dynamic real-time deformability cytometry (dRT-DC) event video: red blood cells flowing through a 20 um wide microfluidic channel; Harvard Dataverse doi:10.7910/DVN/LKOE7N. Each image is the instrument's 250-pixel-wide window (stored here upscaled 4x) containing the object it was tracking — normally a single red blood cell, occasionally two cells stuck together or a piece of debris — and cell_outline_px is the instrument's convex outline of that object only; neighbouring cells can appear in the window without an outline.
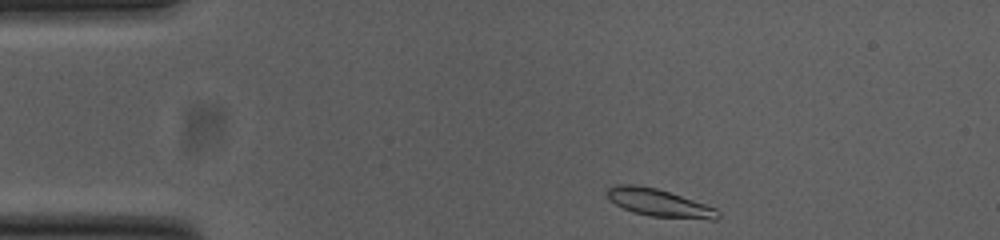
{"species": "common noctule bat (a hibernating species)", "species_latin": "Nyctalus noctula", "temperature_condition": "cold", "stored_images_in_passage": 45, "camera_frame_rate_fps": 3000, "um_per_image_px": 0.085, "animal": {"sex": "female", "body_mass_g": 23.0, "forearm_length_mm": 53.4}, "frame": {"image": 1, "passage_image": 1, "time_ms": 0.0, "image_size_px": [1000, 240], "cell_outline_px": [[720, 216], [716, 220], [708, 220], [648, 216], [632, 212], [616, 204], [608, 196], [608, 188], [616, 184], [636, 184], [656, 188], [716, 208], [720, 212]], "centroid_in_image_um": [56.06, 17.26], "position_along_channel_um": 28.9, "area_um2": 17.74}}
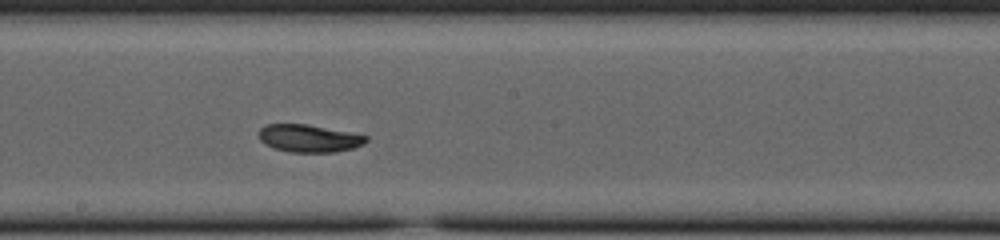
{"frame": {"image": 2, "passage_image": 21, "time_ms": 6.667, "image_size_px": [1000, 240], "cell_outline_px": [[368, 140], [364, 144], [352, 148], [336, 152], [288, 152], [272, 148], [264, 144], [260, 140], [256, 132], [264, 124], [304, 124], [368, 136]], "centroid_in_image_um": [26.18, 11.77], "position_along_channel_um": 222.0, "area_um2": 17.28}}
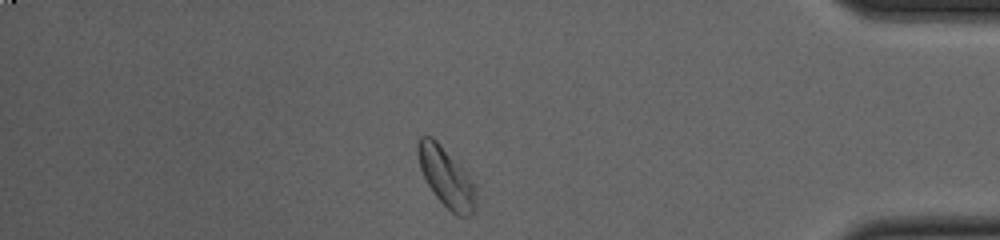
{"frame": {"image": 3, "passage_image": 38, "time_ms": 12.333, "image_size_px": [1000, 240], "cell_outline_px": [[472, 212], [468, 216], [456, 216], [432, 192], [420, 168], [416, 152], [416, 144], [420, 136], [432, 136], [440, 144], [468, 176], [472, 184]], "centroid_in_image_um": [37.81, 15.0], "position_along_channel_um": 397.4, "area_um2": 19.02}, "authors_computed_cell_mechanics": {"area_um2": 17.9758, "velocity_mm_per_s": 3.7452, "shape_relaxation_time_tau1_ms": 1.6676, "shape_relaxation_time_tau2_ms": null, "deformation_change_tau1": 0.0955, "deformation_change_tau2": null}}